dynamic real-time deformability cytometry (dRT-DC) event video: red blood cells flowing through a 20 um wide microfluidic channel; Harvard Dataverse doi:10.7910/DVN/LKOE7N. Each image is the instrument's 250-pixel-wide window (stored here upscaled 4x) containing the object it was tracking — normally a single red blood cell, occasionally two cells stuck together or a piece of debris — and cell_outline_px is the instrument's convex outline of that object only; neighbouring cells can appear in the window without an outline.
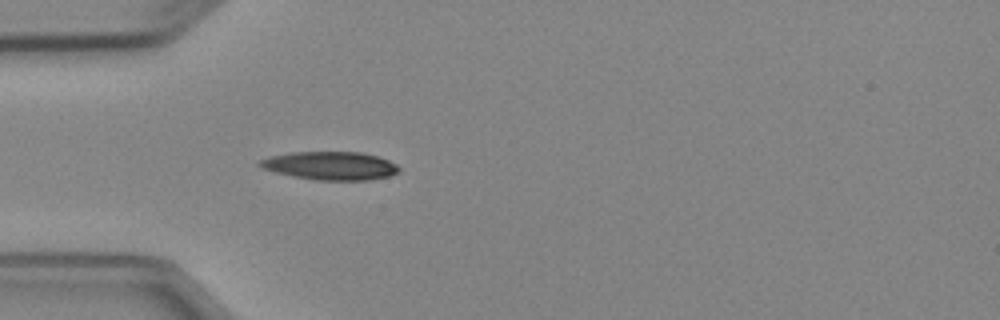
{"species": "Egyptian fruit bat (a non-hibernating species)", "species_latin": "Rousettus aegyptiacus", "temperature_condition": "cold", "stored_images_in_passage": 4, "camera_frame_rate_fps": 3000, "um_per_image_px": 0.085, "animal": {"sex": "female"}, "frame": {"image": 1, "passage_image": 4, "time_ms": 3.333, "image_size_px": [1000, 320], "cell_outline_px": [[400, 168], [396, 172], [388, 176], [368, 180], [316, 180], [292, 176], [276, 172], [264, 168], [256, 164], [260, 160], [268, 156], [292, 152], [360, 152], [376, 156], [388, 160], [396, 164]], "centroid_in_image_um": [28.05, 14.08], "position_along_channel_um": 57.0, "area_um2": 22.77}}